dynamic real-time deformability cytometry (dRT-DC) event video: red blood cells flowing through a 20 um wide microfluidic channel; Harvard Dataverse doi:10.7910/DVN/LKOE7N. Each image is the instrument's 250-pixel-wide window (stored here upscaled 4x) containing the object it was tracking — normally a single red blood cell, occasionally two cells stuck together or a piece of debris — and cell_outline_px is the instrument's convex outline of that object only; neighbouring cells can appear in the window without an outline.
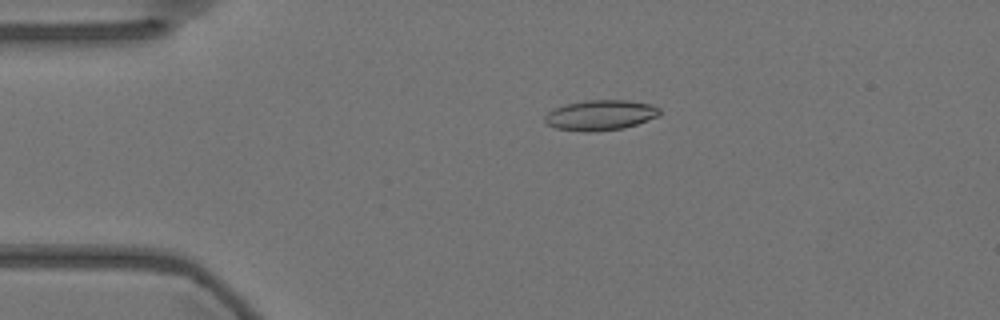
{"species": "Egyptian fruit bat (a non-hibernating species)", "species_latin": "Rousettus aegyptiacus", "temperature_condition": "warm", "stored_images_in_passage": 51, "camera_frame_rate_fps": 3000, "um_per_image_px": 0.085, "animal": {"sex": "female"}, "frame": {"image": 1, "passage_image": 6, "time_ms": 1.667, "image_size_px": [1000, 320], "cell_outline_px": [[660, 112], [656, 116], [648, 120], [624, 128], [592, 132], [584, 132], [556, 128], [548, 124], [544, 120], [544, 116], [548, 112], [564, 104], [584, 100], [628, 100], [652, 104], [660, 108]], "centroid_in_image_um": [51.03, 9.78], "position_along_channel_um": 34.0, "area_um2": 20.29}}
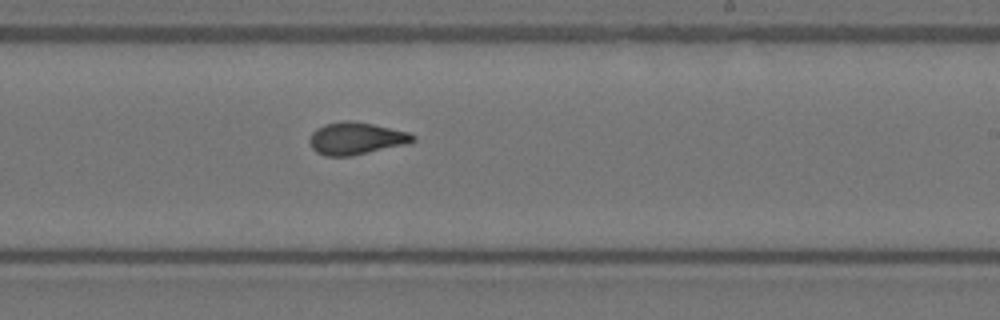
{"frame": {"image": 2, "passage_image": 28, "time_ms": 9.0, "image_size_px": [1000, 320], "cell_outline_px": [[416, 140], [408, 144], [352, 156], [324, 156], [316, 152], [312, 148], [308, 140], [312, 132], [316, 128], [324, 124], [348, 120], [372, 124], [408, 132], [416, 136]], "centroid_in_image_um": [30.26, 11.78], "position_along_channel_um": 258.7, "area_um2": 19.54}}
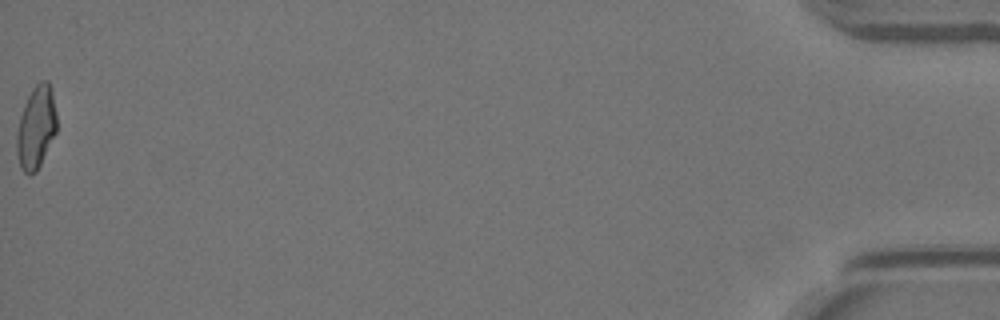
{"frame": {"image": 3, "passage_image": 51, "time_ms": 16.667, "image_size_px": [1000, 320], "cell_outline_px": [[56, 132], [36, 172], [28, 176], [20, 168], [16, 152], [16, 136], [20, 116], [24, 104], [32, 88], [40, 80], [48, 80], [52, 92], [56, 112]], "centroid_in_image_um": [3.05, 10.83], "position_along_channel_um": 432.1, "area_um2": 19.31}, "authors_computed_cell_mechanics": {"area_um2": 19.1896, "velocity_mm_per_s": 3.5999, "shape_relaxation_time_tau1_ms": null, "shape_relaxation_time_tau2_ms": 1.4171, "deformation_change_tau1": null, "deformation_change_tau2": 0.0757}}